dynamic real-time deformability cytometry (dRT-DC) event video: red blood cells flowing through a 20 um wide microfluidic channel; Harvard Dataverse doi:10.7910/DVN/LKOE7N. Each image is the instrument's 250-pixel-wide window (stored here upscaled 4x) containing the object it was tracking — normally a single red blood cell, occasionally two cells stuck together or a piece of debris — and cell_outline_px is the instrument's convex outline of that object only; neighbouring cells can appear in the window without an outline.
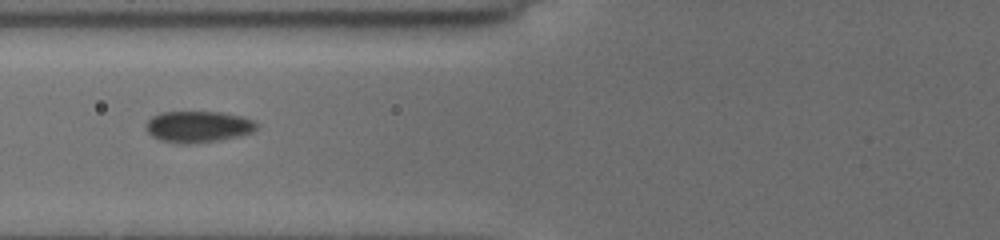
{"species": "common noctule bat (a hibernating species)", "species_latin": "Nyctalus noctula", "temperature_condition": "cold", "stored_images_in_passage": 10, "camera_frame_rate_fps": 3000, "um_per_image_px": 0.085, "animal": {"sex": "female", "body_mass_g": 19.5, "forearm_length_mm": 54.1}, "frame": {"image": 1, "passage_image": 7, "time_ms": 5.333, "image_size_px": [1000, 240], "cell_outline_px": [[256, 128], [252, 132], [236, 136], [216, 140], [188, 144], [180, 144], [160, 140], [152, 136], [144, 128], [144, 124], [152, 116], [164, 112], [220, 112], [240, 116], [252, 120], [256, 124]], "centroid_in_image_um": [16.76, 10.77], "position_along_channel_um": 109.0, "area_um2": 20.0}}
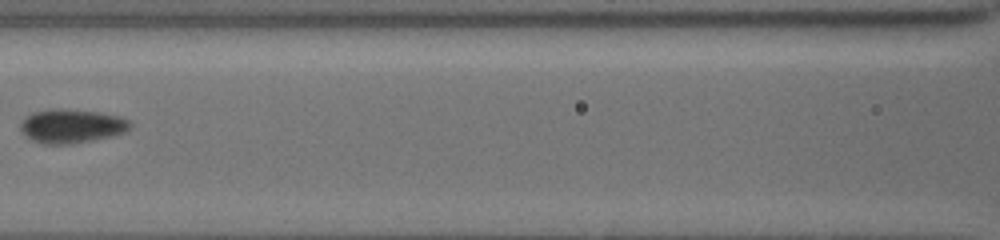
{"frame": {"image": 2, "passage_image": 9, "time_ms": 6.667, "image_size_px": [1000, 240], "cell_outline_px": [[132, 124], [124, 132], [92, 140], [68, 144], [40, 144], [32, 140], [20, 128], [20, 124], [32, 112], [52, 108], [60, 108], [96, 112], [116, 116], [128, 120]], "centroid_in_image_um": [6.04, 10.71], "position_along_channel_um": 160.6, "area_um2": 21.21}}
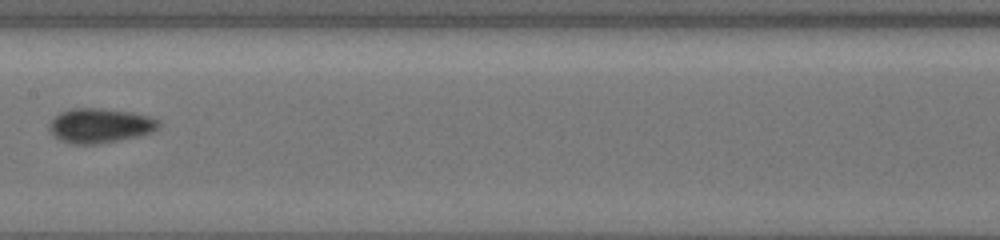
{"frame": {"image": 3, "passage_image": 10, "time_ms": 7.667, "image_size_px": [1000, 240], "cell_outline_px": [[160, 124], [152, 132], [136, 136], [96, 144], [72, 144], [60, 140], [48, 128], [48, 124], [60, 112], [72, 108], [100, 108], [132, 112], [152, 116], [160, 120]], "centroid_in_image_um": [8.51, 10.66], "position_along_channel_um": 198.9, "area_um2": 21.91}}